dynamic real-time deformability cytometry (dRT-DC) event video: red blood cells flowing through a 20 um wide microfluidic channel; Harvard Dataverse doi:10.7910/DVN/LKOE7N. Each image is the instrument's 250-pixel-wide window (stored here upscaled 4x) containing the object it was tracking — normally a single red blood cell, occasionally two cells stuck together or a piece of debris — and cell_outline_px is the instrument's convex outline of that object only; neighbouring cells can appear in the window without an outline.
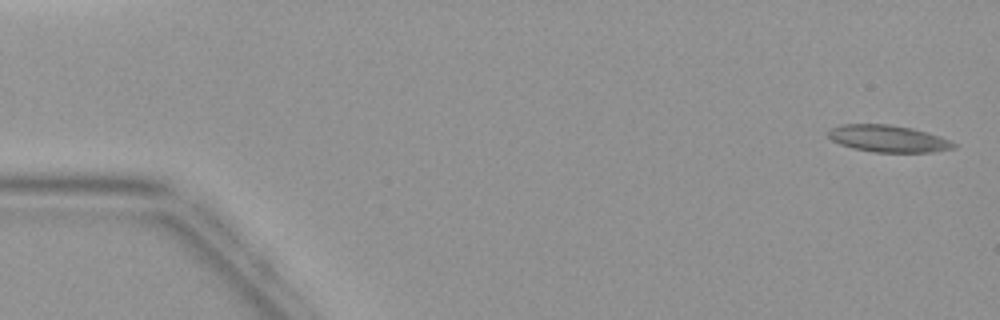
{"species": "common noctule bat (a hibernating species)", "species_latin": "Nyctalus noctula", "temperature_condition": "warm", "stored_images_in_passage": 4, "camera_frame_rate_fps": 3000, "um_per_image_px": 0.085, "animal": {"sex": "female", "body_mass_g": 19.9}, "frame": {"image": 1, "passage_image": 1, "time_ms": 0.0, "image_size_px": [1000, 320], "cell_outline_px": [[956, 148], [932, 152], [872, 152], [852, 148], [840, 144], [832, 140], [828, 136], [828, 132], [832, 128], [840, 124], [888, 124], [912, 128], [928, 132], [940, 136], [956, 144]], "centroid_in_image_um": [75.49, 11.78], "position_along_channel_um": 9.5, "area_um2": 19.71}}
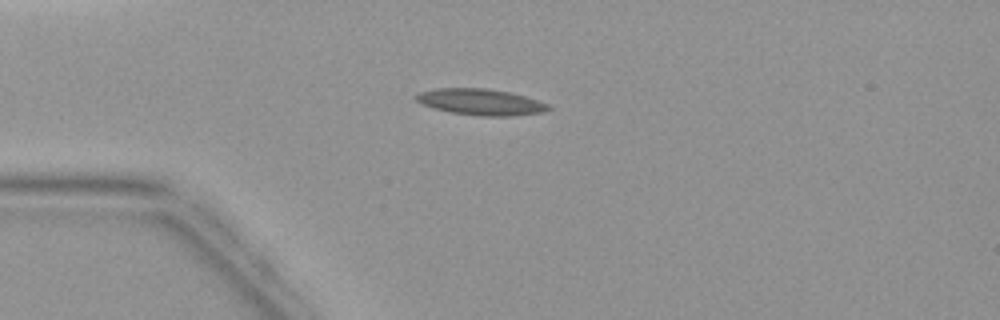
{"frame": {"image": 2, "passage_image": 4, "time_ms": 3.333, "image_size_px": [1000, 320], "cell_outline_px": [[552, 108], [544, 112], [512, 116], [480, 116], [452, 112], [432, 108], [416, 100], [412, 96], [420, 92], [436, 88], [484, 88], [508, 92], [524, 96], [548, 104]], "centroid_in_image_um": [40.84, 8.67], "position_along_channel_um": 44.2, "area_um2": 20.11}}